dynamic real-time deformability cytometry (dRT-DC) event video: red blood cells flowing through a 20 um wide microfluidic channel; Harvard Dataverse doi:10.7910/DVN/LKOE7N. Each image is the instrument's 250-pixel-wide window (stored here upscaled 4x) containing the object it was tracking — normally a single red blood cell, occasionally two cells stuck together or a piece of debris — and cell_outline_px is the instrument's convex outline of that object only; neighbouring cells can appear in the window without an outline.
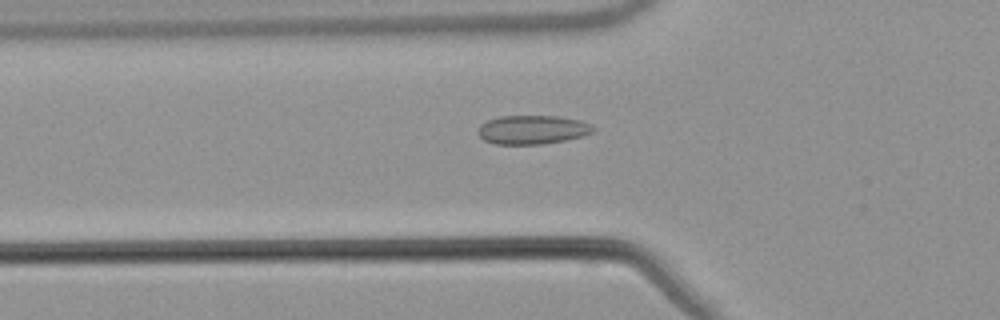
{"species": "common noctule bat (a hibernating species)", "species_latin": "Nyctalus noctula", "temperature_condition": "warm", "stored_images_in_passage": 52, "camera_frame_rate_fps": 3000, "um_per_image_px": 0.085, "animal": {"sex": "male", "body_mass_g": 21.5, "forearm_length_mm": 52.0}, "frame": {"image": 1, "passage_image": 17, "time_ms": 5.333, "image_size_px": [1000, 320], "cell_outline_px": [[596, 128], [592, 132], [584, 136], [564, 140], [540, 144], [496, 144], [484, 140], [476, 132], [480, 124], [488, 120], [500, 116], [560, 116], [580, 120], [592, 124]], "centroid_in_image_um": [45.26, 11.02], "position_along_channel_um": 80.5, "area_um2": 19.48}}
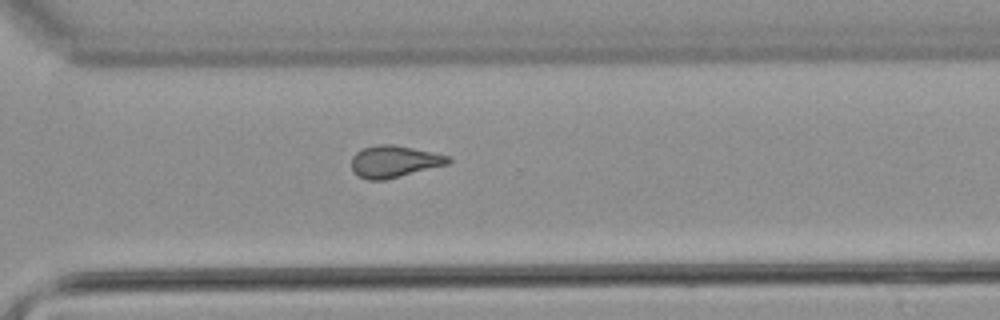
{"frame": {"image": 2, "passage_image": 37, "time_ms": 12.0, "image_size_px": [1000, 320], "cell_outline_px": [[452, 160], [448, 164], [384, 180], [368, 180], [356, 176], [352, 172], [352, 156], [356, 152], [364, 148], [376, 144], [392, 144], [452, 156]], "centroid_in_image_um": [33.49, 13.73], "position_along_channel_um": 337.1, "area_um2": 18.03}}
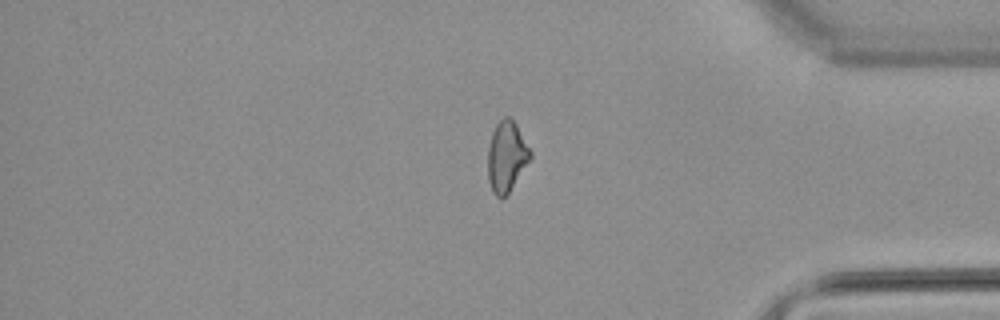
{"frame": {"image": 3, "passage_image": 43, "time_ms": 14.0, "image_size_px": [1000, 320], "cell_outline_px": [[532, 156], [508, 192], [500, 200], [492, 192], [488, 180], [488, 148], [492, 132], [496, 124], [504, 116], [508, 116], [516, 124], [532, 152]], "centroid_in_image_um": [43.04, 13.3], "position_along_channel_um": 392.2, "area_um2": 17.28}, "authors_computed_cell_mechanics": {"area_um2": 18.1492, "velocity_mm_per_s": 3.8413, "shape_relaxation_time_tau1_ms": null, "shape_relaxation_time_tau2_ms": 1.9734, "deformation_change_tau1": null, "deformation_change_tau2": 0.084}}